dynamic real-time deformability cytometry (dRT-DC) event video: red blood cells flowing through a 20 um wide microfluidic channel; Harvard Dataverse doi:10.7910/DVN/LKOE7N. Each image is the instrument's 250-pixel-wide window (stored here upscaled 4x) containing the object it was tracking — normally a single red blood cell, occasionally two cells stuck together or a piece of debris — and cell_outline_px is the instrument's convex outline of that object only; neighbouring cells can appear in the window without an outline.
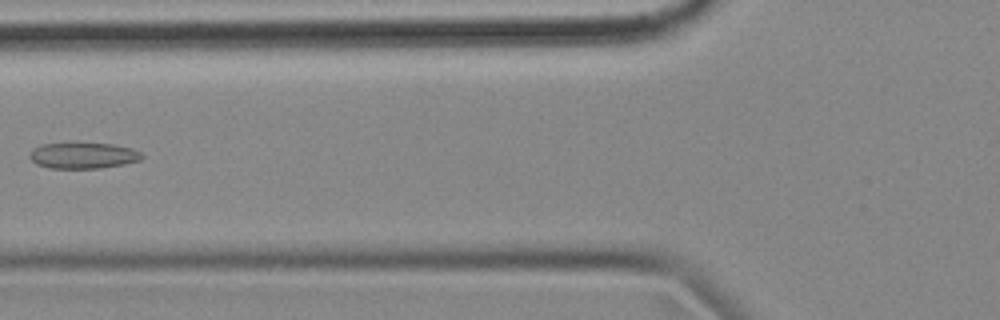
{"species": "common noctule bat (a hibernating species)", "species_latin": "Nyctalus noctula", "temperature_condition": "cold", "stored_images_in_passage": 6, "camera_frame_rate_fps": 3000, "um_per_image_px": 0.085, "animal": {"sex": "female", "body_mass_g": 18.4}, "frame": {"image": 1, "passage_image": 6, "time_ms": 1.667, "image_size_px": [1000, 320], "cell_outline_px": [[144, 156], [140, 160], [124, 164], [100, 168], [48, 168], [36, 164], [28, 156], [32, 148], [40, 144], [68, 140], [112, 144], [132, 148], [140, 152]], "centroid_in_image_um": [7.0, 13.17], "position_along_channel_um": 118.8, "area_um2": 17.92}}